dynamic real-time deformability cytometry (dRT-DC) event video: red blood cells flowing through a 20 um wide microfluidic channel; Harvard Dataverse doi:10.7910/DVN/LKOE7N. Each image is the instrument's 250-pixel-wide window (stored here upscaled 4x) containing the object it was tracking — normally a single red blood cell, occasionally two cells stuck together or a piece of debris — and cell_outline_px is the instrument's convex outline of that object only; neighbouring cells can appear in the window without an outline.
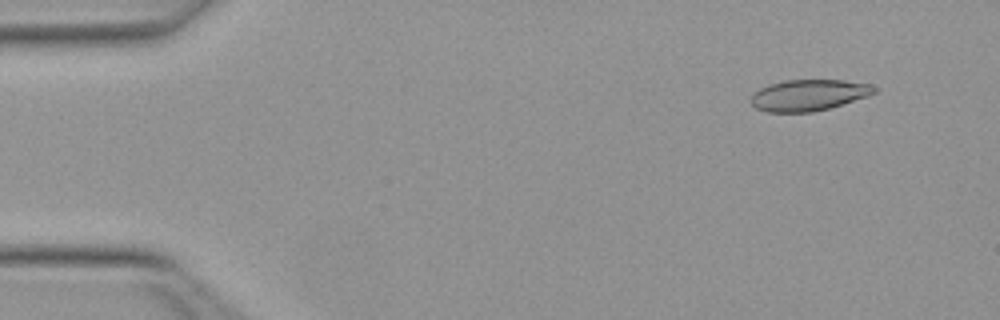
{"species": "Egyptian fruit bat (a non-hibernating species)", "species_latin": "Rousettus aegyptiacus", "temperature_condition": "warm", "stored_images_in_passage": 44, "camera_frame_rate_fps": 3000, "um_per_image_px": 0.085, "animal": {"sex": "female"}, "frame": {"image": 1, "passage_image": 5, "time_ms": 1.333, "image_size_px": [1000, 320], "cell_outline_px": [[876, 92], [868, 96], [828, 108], [812, 112], [768, 112], [756, 108], [752, 104], [752, 92], [768, 84], [784, 80], [844, 80], [868, 84], [876, 88]], "centroid_in_image_um": [68.7, 8.08], "position_along_channel_um": 16.3, "area_um2": 22.31}}
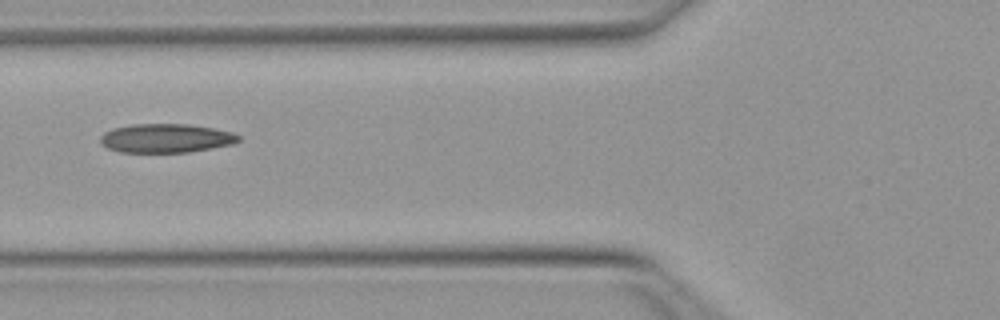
{"frame": {"image": 2, "passage_image": 20, "time_ms": 6.333, "image_size_px": [1000, 320], "cell_outline_px": [[240, 140], [232, 144], [188, 152], [120, 152], [108, 148], [100, 144], [100, 136], [104, 132], [112, 128], [132, 124], [188, 124], [212, 128], [232, 132], [240, 136]], "centroid_in_image_um": [14.06, 11.74], "position_along_channel_um": 111.7, "area_um2": 23.24}}
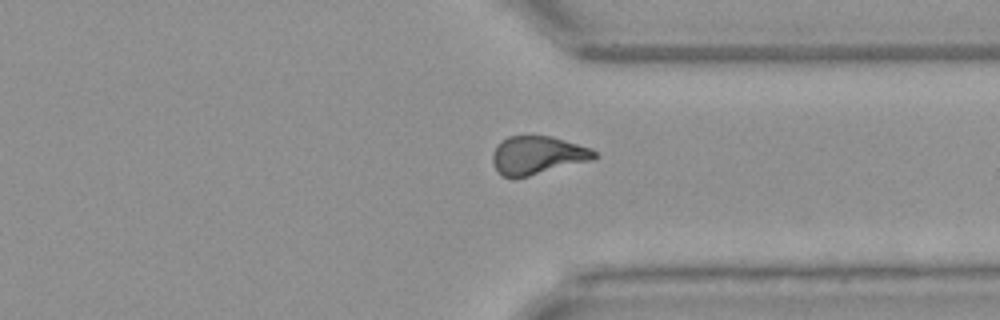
{"frame": {"image": 3, "passage_image": 39, "time_ms": 12.667, "image_size_px": [1000, 320], "cell_outline_px": [[600, 156], [596, 160], [528, 176], [504, 176], [496, 168], [492, 160], [492, 156], [496, 144], [500, 140], [508, 136], [552, 136], [592, 148], [600, 152]], "centroid_in_image_um": [45.79, 13.17], "position_along_channel_um": 365.6, "area_um2": 22.95}, "authors_computed_cell_mechanics": {"area_um2": 23.12, "velocity_mm_per_s": 4.0255, "shape_relaxation_time_tau1_ms": 9.1177, "shape_relaxation_time_tau2_ms": 2.0403, "deformation_change_tau1": 0.2246, "deformation_change_tau2": 0.0873}}